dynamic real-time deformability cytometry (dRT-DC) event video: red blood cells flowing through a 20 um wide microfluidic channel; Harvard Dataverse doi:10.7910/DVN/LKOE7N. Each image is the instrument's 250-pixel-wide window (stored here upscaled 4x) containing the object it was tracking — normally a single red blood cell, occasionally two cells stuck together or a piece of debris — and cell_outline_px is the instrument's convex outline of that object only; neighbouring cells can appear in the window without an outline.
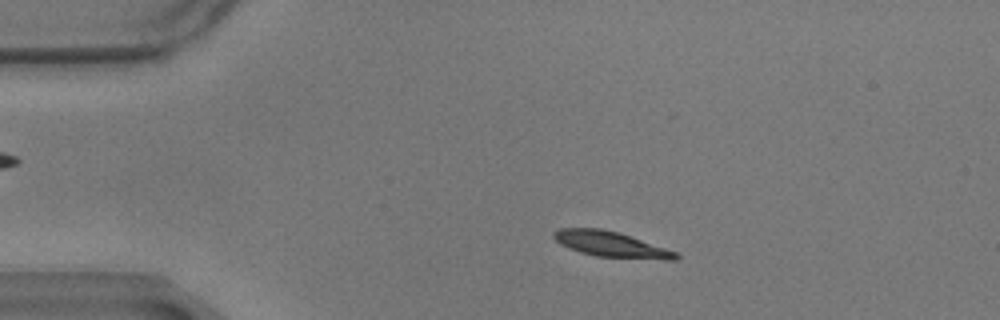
{"species": "common noctule bat (a hibernating species)", "species_latin": "Nyctalus noctula", "temperature_condition": "warm", "stored_images_in_passage": 51, "camera_frame_rate_fps": 3000, "um_per_image_px": 0.085, "animal": {"sex": "male", "body_mass_g": 17.9}, "frame": {"image": 1, "passage_image": 4, "time_ms": 1.0, "image_size_px": [1000, 320], "cell_outline_px": [[680, 256], [676, 260], [664, 260], [596, 256], [580, 252], [568, 248], [560, 244], [552, 236], [552, 232], [560, 228], [600, 228], [620, 232], [676, 252]], "centroid_in_image_um": [51.91, 20.76], "position_along_channel_um": 33.1, "area_um2": 18.21}}
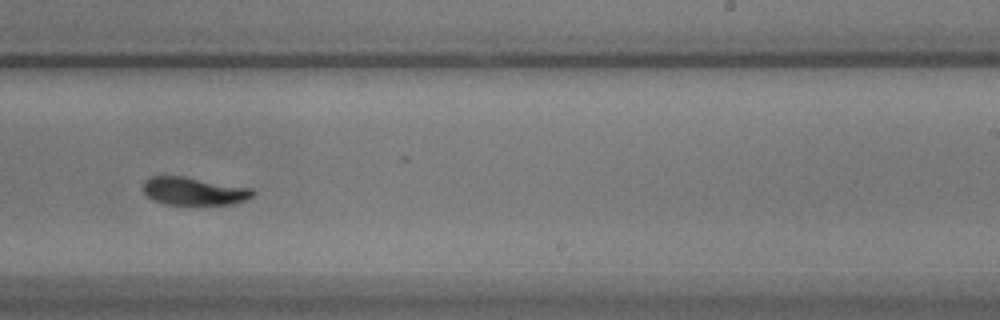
{"frame": {"image": 2, "passage_image": 29, "time_ms": 9.333, "image_size_px": [1000, 320], "cell_outline_px": [[256, 192], [248, 200], [236, 204], [184, 208], [164, 204], [152, 200], [144, 192], [144, 180], [152, 176], [184, 176], [252, 188]], "centroid_in_image_um": [16.52, 16.31], "position_along_channel_um": 272.5, "area_um2": 18.96}}
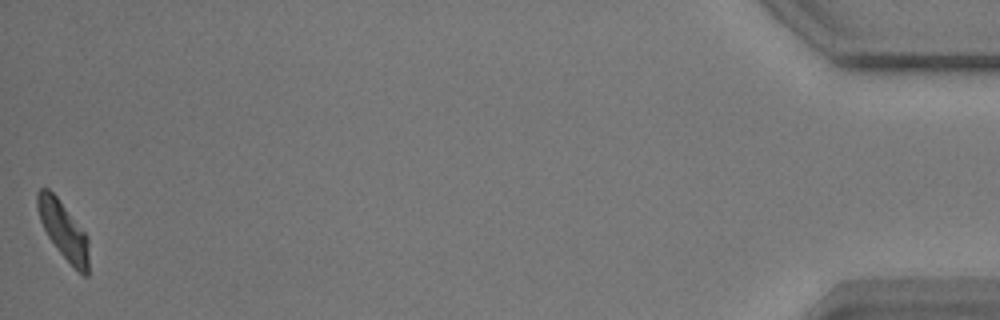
{"frame": {"image": 3, "passage_image": 51, "time_ms": 16.667, "image_size_px": [1000, 320], "cell_outline_px": [[88, 276], [84, 276], [56, 248], [48, 236], [40, 220], [36, 208], [36, 192], [40, 188], [48, 188], [56, 196], [88, 236]], "centroid_in_image_um": [5.36, 19.53], "position_along_channel_um": 429.8, "area_um2": 16.94}, "authors_computed_cell_mechanics": {"area_um2": 18.496, "velocity_mm_per_s": 3.4198, "shape_relaxation_time_tau1_ms": 3.8935, "shape_relaxation_time_tau2_ms": 3.5053, "deformation_change_tau1": 0.1418, "deformation_change_tau2": 0.0604}}